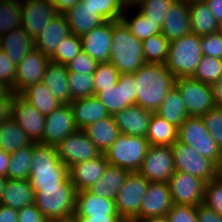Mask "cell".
<instances>
[{"instance_id": "1", "label": "cell", "mask_w": 222, "mask_h": 222, "mask_svg": "<svg viewBox=\"0 0 222 222\" xmlns=\"http://www.w3.org/2000/svg\"><path fill=\"white\" fill-rule=\"evenodd\" d=\"M136 105L156 112L175 86V76L164 64L145 63L134 72Z\"/></svg>"}, {"instance_id": "2", "label": "cell", "mask_w": 222, "mask_h": 222, "mask_svg": "<svg viewBox=\"0 0 222 222\" xmlns=\"http://www.w3.org/2000/svg\"><path fill=\"white\" fill-rule=\"evenodd\" d=\"M29 180L33 190L50 187H74L69 170L59 159L56 146L41 143L32 145Z\"/></svg>"}, {"instance_id": "3", "label": "cell", "mask_w": 222, "mask_h": 222, "mask_svg": "<svg viewBox=\"0 0 222 222\" xmlns=\"http://www.w3.org/2000/svg\"><path fill=\"white\" fill-rule=\"evenodd\" d=\"M110 62L120 74L134 73L145 64L142 41L121 20L113 21Z\"/></svg>"}, {"instance_id": "4", "label": "cell", "mask_w": 222, "mask_h": 222, "mask_svg": "<svg viewBox=\"0 0 222 222\" xmlns=\"http://www.w3.org/2000/svg\"><path fill=\"white\" fill-rule=\"evenodd\" d=\"M202 56L201 37L191 32L179 39L170 41L164 65L176 79L192 77Z\"/></svg>"}, {"instance_id": "5", "label": "cell", "mask_w": 222, "mask_h": 222, "mask_svg": "<svg viewBox=\"0 0 222 222\" xmlns=\"http://www.w3.org/2000/svg\"><path fill=\"white\" fill-rule=\"evenodd\" d=\"M33 191L34 204L47 220L70 222L75 213V187H50Z\"/></svg>"}, {"instance_id": "6", "label": "cell", "mask_w": 222, "mask_h": 222, "mask_svg": "<svg viewBox=\"0 0 222 222\" xmlns=\"http://www.w3.org/2000/svg\"><path fill=\"white\" fill-rule=\"evenodd\" d=\"M149 146L146 137L120 134L104 155L110 165L134 172L140 169Z\"/></svg>"}, {"instance_id": "7", "label": "cell", "mask_w": 222, "mask_h": 222, "mask_svg": "<svg viewBox=\"0 0 222 222\" xmlns=\"http://www.w3.org/2000/svg\"><path fill=\"white\" fill-rule=\"evenodd\" d=\"M177 141L192 147L215 165L222 158V151L212 139L202 117L188 116L178 128Z\"/></svg>"}, {"instance_id": "8", "label": "cell", "mask_w": 222, "mask_h": 222, "mask_svg": "<svg viewBox=\"0 0 222 222\" xmlns=\"http://www.w3.org/2000/svg\"><path fill=\"white\" fill-rule=\"evenodd\" d=\"M149 183L138 171L128 174L114 200L117 212L124 222L139 220L140 205Z\"/></svg>"}, {"instance_id": "9", "label": "cell", "mask_w": 222, "mask_h": 222, "mask_svg": "<svg viewBox=\"0 0 222 222\" xmlns=\"http://www.w3.org/2000/svg\"><path fill=\"white\" fill-rule=\"evenodd\" d=\"M183 100L188 116L202 117L216 107L211 85L192 77L175 80V86Z\"/></svg>"}, {"instance_id": "10", "label": "cell", "mask_w": 222, "mask_h": 222, "mask_svg": "<svg viewBox=\"0 0 222 222\" xmlns=\"http://www.w3.org/2000/svg\"><path fill=\"white\" fill-rule=\"evenodd\" d=\"M175 171L196 176L205 182L215 178L216 165L187 144L176 141L172 146Z\"/></svg>"}, {"instance_id": "11", "label": "cell", "mask_w": 222, "mask_h": 222, "mask_svg": "<svg viewBox=\"0 0 222 222\" xmlns=\"http://www.w3.org/2000/svg\"><path fill=\"white\" fill-rule=\"evenodd\" d=\"M56 149L59 159L68 169L77 163L95 159L102 154L86 133L80 129L62 139L56 145Z\"/></svg>"}, {"instance_id": "12", "label": "cell", "mask_w": 222, "mask_h": 222, "mask_svg": "<svg viewBox=\"0 0 222 222\" xmlns=\"http://www.w3.org/2000/svg\"><path fill=\"white\" fill-rule=\"evenodd\" d=\"M138 172L149 182L167 183L175 173L172 147L150 145Z\"/></svg>"}, {"instance_id": "13", "label": "cell", "mask_w": 222, "mask_h": 222, "mask_svg": "<svg viewBox=\"0 0 222 222\" xmlns=\"http://www.w3.org/2000/svg\"><path fill=\"white\" fill-rule=\"evenodd\" d=\"M134 73L120 74L113 87L97 91L95 96L107 108L110 115L122 111L126 107L136 105V88Z\"/></svg>"}, {"instance_id": "14", "label": "cell", "mask_w": 222, "mask_h": 222, "mask_svg": "<svg viewBox=\"0 0 222 222\" xmlns=\"http://www.w3.org/2000/svg\"><path fill=\"white\" fill-rule=\"evenodd\" d=\"M168 185L173 204L199 206L204 201L206 182L182 171H175Z\"/></svg>"}, {"instance_id": "15", "label": "cell", "mask_w": 222, "mask_h": 222, "mask_svg": "<svg viewBox=\"0 0 222 222\" xmlns=\"http://www.w3.org/2000/svg\"><path fill=\"white\" fill-rule=\"evenodd\" d=\"M22 27L35 40L47 24L58 15L49 0H20Z\"/></svg>"}, {"instance_id": "16", "label": "cell", "mask_w": 222, "mask_h": 222, "mask_svg": "<svg viewBox=\"0 0 222 222\" xmlns=\"http://www.w3.org/2000/svg\"><path fill=\"white\" fill-rule=\"evenodd\" d=\"M77 130L71 105L62 104L45 116L43 138L38 143L56 146Z\"/></svg>"}, {"instance_id": "17", "label": "cell", "mask_w": 222, "mask_h": 222, "mask_svg": "<svg viewBox=\"0 0 222 222\" xmlns=\"http://www.w3.org/2000/svg\"><path fill=\"white\" fill-rule=\"evenodd\" d=\"M50 57L37 48L28 52L16 67L15 94H21L26 88L42 82Z\"/></svg>"}, {"instance_id": "18", "label": "cell", "mask_w": 222, "mask_h": 222, "mask_svg": "<svg viewBox=\"0 0 222 222\" xmlns=\"http://www.w3.org/2000/svg\"><path fill=\"white\" fill-rule=\"evenodd\" d=\"M11 118L21 126L34 142L38 143L43 138L45 115L41 114L20 94H14Z\"/></svg>"}, {"instance_id": "19", "label": "cell", "mask_w": 222, "mask_h": 222, "mask_svg": "<svg viewBox=\"0 0 222 222\" xmlns=\"http://www.w3.org/2000/svg\"><path fill=\"white\" fill-rule=\"evenodd\" d=\"M113 21H104L81 36L82 50L99 62L110 61Z\"/></svg>"}, {"instance_id": "20", "label": "cell", "mask_w": 222, "mask_h": 222, "mask_svg": "<svg viewBox=\"0 0 222 222\" xmlns=\"http://www.w3.org/2000/svg\"><path fill=\"white\" fill-rule=\"evenodd\" d=\"M172 205L168 183L150 182L140 205L139 220L147 217L166 216Z\"/></svg>"}, {"instance_id": "21", "label": "cell", "mask_w": 222, "mask_h": 222, "mask_svg": "<svg viewBox=\"0 0 222 222\" xmlns=\"http://www.w3.org/2000/svg\"><path fill=\"white\" fill-rule=\"evenodd\" d=\"M191 33L189 1L174 0L162 24L161 34L170 42Z\"/></svg>"}, {"instance_id": "22", "label": "cell", "mask_w": 222, "mask_h": 222, "mask_svg": "<svg viewBox=\"0 0 222 222\" xmlns=\"http://www.w3.org/2000/svg\"><path fill=\"white\" fill-rule=\"evenodd\" d=\"M154 112L138 105L126 107L113 115L120 134L146 137Z\"/></svg>"}, {"instance_id": "23", "label": "cell", "mask_w": 222, "mask_h": 222, "mask_svg": "<svg viewBox=\"0 0 222 222\" xmlns=\"http://www.w3.org/2000/svg\"><path fill=\"white\" fill-rule=\"evenodd\" d=\"M108 165L104 153L95 159L77 163L68 169L70 181L77 192L88 190L103 176Z\"/></svg>"}, {"instance_id": "24", "label": "cell", "mask_w": 222, "mask_h": 222, "mask_svg": "<svg viewBox=\"0 0 222 222\" xmlns=\"http://www.w3.org/2000/svg\"><path fill=\"white\" fill-rule=\"evenodd\" d=\"M70 34V27L65 15L59 13L45 26L40 35L34 40L35 48L50 57L62 40Z\"/></svg>"}, {"instance_id": "25", "label": "cell", "mask_w": 222, "mask_h": 222, "mask_svg": "<svg viewBox=\"0 0 222 222\" xmlns=\"http://www.w3.org/2000/svg\"><path fill=\"white\" fill-rule=\"evenodd\" d=\"M70 32L81 37L105 20L82 0L63 13Z\"/></svg>"}, {"instance_id": "26", "label": "cell", "mask_w": 222, "mask_h": 222, "mask_svg": "<svg viewBox=\"0 0 222 222\" xmlns=\"http://www.w3.org/2000/svg\"><path fill=\"white\" fill-rule=\"evenodd\" d=\"M76 127L83 130L86 126L110 116L107 108L93 95L70 102Z\"/></svg>"}, {"instance_id": "27", "label": "cell", "mask_w": 222, "mask_h": 222, "mask_svg": "<svg viewBox=\"0 0 222 222\" xmlns=\"http://www.w3.org/2000/svg\"><path fill=\"white\" fill-rule=\"evenodd\" d=\"M75 213L79 216H119L114 200L98 197L89 190L76 194Z\"/></svg>"}, {"instance_id": "28", "label": "cell", "mask_w": 222, "mask_h": 222, "mask_svg": "<svg viewBox=\"0 0 222 222\" xmlns=\"http://www.w3.org/2000/svg\"><path fill=\"white\" fill-rule=\"evenodd\" d=\"M33 48H35L34 39L23 27H17L0 37V49L15 65H18Z\"/></svg>"}, {"instance_id": "29", "label": "cell", "mask_w": 222, "mask_h": 222, "mask_svg": "<svg viewBox=\"0 0 222 222\" xmlns=\"http://www.w3.org/2000/svg\"><path fill=\"white\" fill-rule=\"evenodd\" d=\"M35 194L29 179H8L0 204L20 210L34 204Z\"/></svg>"}, {"instance_id": "30", "label": "cell", "mask_w": 222, "mask_h": 222, "mask_svg": "<svg viewBox=\"0 0 222 222\" xmlns=\"http://www.w3.org/2000/svg\"><path fill=\"white\" fill-rule=\"evenodd\" d=\"M51 94L62 104H70L67 66L50 61L42 80Z\"/></svg>"}, {"instance_id": "31", "label": "cell", "mask_w": 222, "mask_h": 222, "mask_svg": "<svg viewBox=\"0 0 222 222\" xmlns=\"http://www.w3.org/2000/svg\"><path fill=\"white\" fill-rule=\"evenodd\" d=\"M191 32L200 37L216 33L220 24L203 0L189 1Z\"/></svg>"}, {"instance_id": "32", "label": "cell", "mask_w": 222, "mask_h": 222, "mask_svg": "<svg viewBox=\"0 0 222 222\" xmlns=\"http://www.w3.org/2000/svg\"><path fill=\"white\" fill-rule=\"evenodd\" d=\"M83 131L101 153H105L120 135L113 115L86 126Z\"/></svg>"}, {"instance_id": "33", "label": "cell", "mask_w": 222, "mask_h": 222, "mask_svg": "<svg viewBox=\"0 0 222 222\" xmlns=\"http://www.w3.org/2000/svg\"><path fill=\"white\" fill-rule=\"evenodd\" d=\"M130 172L127 169L109 164L103 176L88 190L98 197L115 200Z\"/></svg>"}, {"instance_id": "34", "label": "cell", "mask_w": 222, "mask_h": 222, "mask_svg": "<svg viewBox=\"0 0 222 222\" xmlns=\"http://www.w3.org/2000/svg\"><path fill=\"white\" fill-rule=\"evenodd\" d=\"M132 11H134L133 15H130ZM121 21L130 30L132 35L140 41L150 36L161 34L162 26L145 16L137 7L131 8L125 6Z\"/></svg>"}, {"instance_id": "35", "label": "cell", "mask_w": 222, "mask_h": 222, "mask_svg": "<svg viewBox=\"0 0 222 222\" xmlns=\"http://www.w3.org/2000/svg\"><path fill=\"white\" fill-rule=\"evenodd\" d=\"M35 142L11 117L0 124V149L13 153L19 148L32 146Z\"/></svg>"}, {"instance_id": "36", "label": "cell", "mask_w": 222, "mask_h": 222, "mask_svg": "<svg viewBox=\"0 0 222 222\" xmlns=\"http://www.w3.org/2000/svg\"><path fill=\"white\" fill-rule=\"evenodd\" d=\"M20 95L45 116L62 105L43 81L29 86Z\"/></svg>"}, {"instance_id": "37", "label": "cell", "mask_w": 222, "mask_h": 222, "mask_svg": "<svg viewBox=\"0 0 222 222\" xmlns=\"http://www.w3.org/2000/svg\"><path fill=\"white\" fill-rule=\"evenodd\" d=\"M178 128L153 113L146 139L150 145L172 146L177 141Z\"/></svg>"}, {"instance_id": "38", "label": "cell", "mask_w": 222, "mask_h": 222, "mask_svg": "<svg viewBox=\"0 0 222 222\" xmlns=\"http://www.w3.org/2000/svg\"><path fill=\"white\" fill-rule=\"evenodd\" d=\"M155 113L177 128L188 117L183 100L175 87L167 93Z\"/></svg>"}, {"instance_id": "39", "label": "cell", "mask_w": 222, "mask_h": 222, "mask_svg": "<svg viewBox=\"0 0 222 222\" xmlns=\"http://www.w3.org/2000/svg\"><path fill=\"white\" fill-rule=\"evenodd\" d=\"M32 146L19 148L10 154L7 171L8 179H29L31 169Z\"/></svg>"}, {"instance_id": "40", "label": "cell", "mask_w": 222, "mask_h": 222, "mask_svg": "<svg viewBox=\"0 0 222 222\" xmlns=\"http://www.w3.org/2000/svg\"><path fill=\"white\" fill-rule=\"evenodd\" d=\"M170 42L162 35L150 36L142 41L145 63L165 64Z\"/></svg>"}, {"instance_id": "41", "label": "cell", "mask_w": 222, "mask_h": 222, "mask_svg": "<svg viewBox=\"0 0 222 222\" xmlns=\"http://www.w3.org/2000/svg\"><path fill=\"white\" fill-rule=\"evenodd\" d=\"M20 0H2L0 2V37L22 27Z\"/></svg>"}, {"instance_id": "42", "label": "cell", "mask_w": 222, "mask_h": 222, "mask_svg": "<svg viewBox=\"0 0 222 222\" xmlns=\"http://www.w3.org/2000/svg\"><path fill=\"white\" fill-rule=\"evenodd\" d=\"M222 77V59L203 55L192 76L205 84L212 85Z\"/></svg>"}, {"instance_id": "43", "label": "cell", "mask_w": 222, "mask_h": 222, "mask_svg": "<svg viewBox=\"0 0 222 222\" xmlns=\"http://www.w3.org/2000/svg\"><path fill=\"white\" fill-rule=\"evenodd\" d=\"M81 51H82L81 38L71 33L64 40H62V42L56 48L55 52L50 56V61L60 63L66 66Z\"/></svg>"}, {"instance_id": "44", "label": "cell", "mask_w": 222, "mask_h": 222, "mask_svg": "<svg viewBox=\"0 0 222 222\" xmlns=\"http://www.w3.org/2000/svg\"><path fill=\"white\" fill-rule=\"evenodd\" d=\"M68 86L71 102L94 95L93 74L68 72Z\"/></svg>"}, {"instance_id": "45", "label": "cell", "mask_w": 222, "mask_h": 222, "mask_svg": "<svg viewBox=\"0 0 222 222\" xmlns=\"http://www.w3.org/2000/svg\"><path fill=\"white\" fill-rule=\"evenodd\" d=\"M95 10L105 21H120L123 15L124 0H82Z\"/></svg>"}, {"instance_id": "46", "label": "cell", "mask_w": 222, "mask_h": 222, "mask_svg": "<svg viewBox=\"0 0 222 222\" xmlns=\"http://www.w3.org/2000/svg\"><path fill=\"white\" fill-rule=\"evenodd\" d=\"M120 73L112 62H99L93 72L94 95L103 88L113 87L119 80Z\"/></svg>"}, {"instance_id": "47", "label": "cell", "mask_w": 222, "mask_h": 222, "mask_svg": "<svg viewBox=\"0 0 222 222\" xmlns=\"http://www.w3.org/2000/svg\"><path fill=\"white\" fill-rule=\"evenodd\" d=\"M174 0H144L136 7L149 19L162 26L166 12Z\"/></svg>"}, {"instance_id": "48", "label": "cell", "mask_w": 222, "mask_h": 222, "mask_svg": "<svg viewBox=\"0 0 222 222\" xmlns=\"http://www.w3.org/2000/svg\"><path fill=\"white\" fill-rule=\"evenodd\" d=\"M202 118L212 139L222 151V108L210 109Z\"/></svg>"}, {"instance_id": "49", "label": "cell", "mask_w": 222, "mask_h": 222, "mask_svg": "<svg viewBox=\"0 0 222 222\" xmlns=\"http://www.w3.org/2000/svg\"><path fill=\"white\" fill-rule=\"evenodd\" d=\"M203 204L222 215V183L217 179L206 182Z\"/></svg>"}, {"instance_id": "50", "label": "cell", "mask_w": 222, "mask_h": 222, "mask_svg": "<svg viewBox=\"0 0 222 222\" xmlns=\"http://www.w3.org/2000/svg\"><path fill=\"white\" fill-rule=\"evenodd\" d=\"M97 65L98 62L93 59L88 53L82 50L66 66L68 72L93 74V72L96 70Z\"/></svg>"}, {"instance_id": "51", "label": "cell", "mask_w": 222, "mask_h": 222, "mask_svg": "<svg viewBox=\"0 0 222 222\" xmlns=\"http://www.w3.org/2000/svg\"><path fill=\"white\" fill-rule=\"evenodd\" d=\"M169 222H198L196 207L173 204L167 212Z\"/></svg>"}, {"instance_id": "52", "label": "cell", "mask_w": 222, "mask_h": 222, "mask_svg": "<svg viewBox=\"0 0 222 222\" xmlns=\"http://www.w3.org/2000/svg\"><path fill=\"white\" fill-rule=\"evenodd\" d=\"M202 53L222 59V34L218 31L201 37Z\"/></svg>"}, {"instance_id": "53", "label": "cell", "mask_w": 222, "mask_h": 222, "mask_svg": "<svg viewBox=\"0 0 222 222\" xmlns=\"http://www.w3.org/2000/svg\"><path fill=\"white\" fill-rule=\"evenodd\" d=\"M16 67L6 55V53L0 49V81L9 86L12 92L15 94V78Z\"/></svg>"}, {"instance_id": "54", "label": "cell", "mask_w": 222, "mask_h": 222, "mask_svg": "<svg viewBox=\"0 0 222 222\" xmlns=\"http://www.w3.org/2000/svg\"><path fill=\"white\" fill-rule=\"evenodd\" d=\"M47 218L38 210L35 204L18 210V222H47Z\"/></svg>"}, {"instance_id": "55", "label": "cell", "mask_w": 222, "mask_h": 222, "mask_svg": "<svg viewBox=\"0 0 222 222\" xmlns=\"http://www.w3.org/2000/svg\"><path fill=\"white\" fill-rule=\"evenodd\" d=\"M198 222H222V215L211 210L205 204L196 206Z\"/></svg>"}, {"instance_id": "56", "label": "cell", "mask_w": 222, "mask_h": 222, "mask_svg": "<svg viewBox=\"0 0 222 222\" xmlns=\"http://www.w3.org/2000/svg\"><path fill=\"white\" fill-rule=\"evenodd\" d=\"M70 222H124L120 216H79L74 213Z\"/></svg>"}, {"instance_id": "57", "label": "cell", "mask_w": 222, "mask_h": 222, "mask_svg": "<svg viewBox=\"0 0 222 222\" xmlns=\"http://www.w3.org/2000/svg\"><path fill=\"white\" fill-rule=\"evenodd\" d=\"M14 93L12 92L5 100H0V124L11 117V106Z\"/></svg>"}, {"instance_id": "58", "label": "cell", "mask_w": 222, "mask_h": 222, "mask_svg": "<svg viewBox=\"0 0 222 222\" xmlns=\"http://www.w3.org/2000/svg\"><path fill=\"white\" fill-rule=\"evenodd\" d=\"M0 222H18V210L0 204Z\"/></svg>"}, {"instance_id": "59", "label": "cell", "mask_w": 222, "mask_h": 222, "mask_svg": "<svg viewBox=\"0 0 222 222\" xmlns=\"http://www.w3.org/2000/svg\"><path fill=\"white\" fill-rule=\"evenodd\" d=\"M213 13L217 22L222 24V0H203Z\"/></svg>"}, {"instance_id": "60", "label": "cell", "mask_w": 222, "mask_h": 222, "mask_svg": "<svg viewBox=\"0 0 222 222\" xmlns=\"http://www.w3.org/2000/svg\"><path fill=\"white\" fill-rule=\"evenodd\" d=\"M56 7L58 13H65L68 9L76 5L81 0H49Z\"/></svg>"}, {"instance_id": "61", "label": "cell", "mask_w": 222, "mask_h": 222, "mask_svg": "<svg viewBox=\"0 0 222 222\" xmlns=\"http://www.w3.org/2000/svg\"><path fill=\"white\" fill-rule=\"evenodd\" d=\"M216 107L222 108V77L211 85Z\"/></svg>"}, {"instance_id": "62", "label": "cell", "mask_w": 222, "mask_h": 222, "mask_svg": "<svg viewBox=\"0 0 222 222\" xmlns=\"http://www.w3.org/2000/svg\"><path fill=\"white\" fill-rule=\"evenodd\" d=\"M10 153L0 149V176L7 177Z\"/></svg>"}, {"instance_id": "63", "label": "cell", "mask_w": 222, "mask_h": 222, "mask_svg": "<svg viewBox=\"0 0 222 222\" xmlns=\"http://www.w3.org/2000/svg\"><path fill=\"white\" fill-rule=\"evenodd\" d=\"M11 93V88L0 81V100H5Z\"/></svg>"}, {"instance_id": "64", "label": "cell", "mask_w": 222, "mask_h": 222, "mask_svg": "<svg viewBox=\"0 0 222 222\" xmlns=\"http://www.w3.org/2000/svg\"><path fill=\"white\" fill-rule=\"evenodd\" d=\"M135 222H169L167 216L147 217L142 220H136Z\"/></svg>"}, {"instance_id": "65", "label": "cell", "mask_w": 222, "mask_h": 222, "mask_svg": "<svg viewBox=\"0 0 222 222\" xmlns=\"http://www.w3.org/2000/svg\"><path fill=\"white\" fill-rule=\"evenodd\" d=\"M215 179L222 183V158L216 164Z\"/></svg>"}, {"instance_id": "66", "label": "cell", "mask_w": 222, "mask_h": 222, "mask_svg": "<svg viewBox=\"0 0 222 222\" xmlns=\"http://www.w3.org/2000/svg\"><path fill=\"white\" fill-rule=\"evenodd\" d=\"M144 0H124L125 6L128 7H136L139 3H141Z\"/></svg>"}, {"instance_id": "67", "label": "cell", "mask_w": 222, "mask_h": 222, "mask_svg": "<svg viewBox=\"0 0 222 222\" xmlns=\"http://www.w3.org/2000/svg\"><path fill=\"white\" fill-rule=\"evenodd\" d=\"M7 180H8L7 177L0 176V198L2 196L4 189H5V185H6Z\"/></svg>"}, {"instance_id": "68", "label": "cell", "mask_w": 222, "mask_h": 222, "mask_svg": "<svg viewBox=\"0 0 222 222\" xmlns=\"http://www.w3.org/2000/svg\"><path fill=\"white\" fill-rule=\"evenodd\" d=\"M219 32L222 34V24H220Z\"/></svg>"}, {"instance_id": "69", "label": "cell", "mask_w": 222, "mask_h": 222, "mask_svg": "<svg viewBox=\"0 0 222 222\" xmlns=\"http://www.w3.org/2000/svg\"><path fill=\"white\" fill-rule=\"evenodd\" d=\"M47 222H58V221L48 220Z\"/></svg>"}]
</instances>
